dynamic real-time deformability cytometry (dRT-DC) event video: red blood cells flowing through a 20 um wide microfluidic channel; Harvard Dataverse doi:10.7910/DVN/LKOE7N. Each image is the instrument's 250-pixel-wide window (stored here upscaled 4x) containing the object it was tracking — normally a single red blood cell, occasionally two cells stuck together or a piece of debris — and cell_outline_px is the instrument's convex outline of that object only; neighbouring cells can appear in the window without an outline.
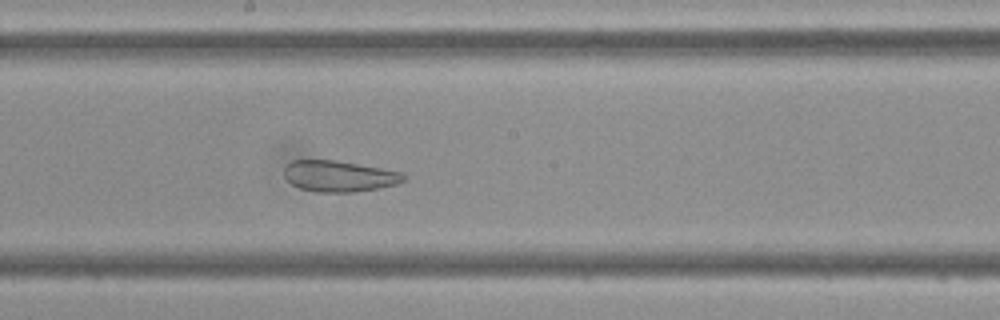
{"species": "Egyptian fruit bat (a non-hibernating species)", "species_latin": "Rousettus aegyptiacus", "temperature_condition": "cold", "stored_images_in_passage": 46, "camera_frame_rate_fps": 3000, "um_per_image_px": 0.085, "frame": {"image": 1, "passage_image": 24, "time_ms": 7.667, "image_size_px": [1000, 320], "cell_outline_px": [[404, 180], [396, 184], [380, 188], [352, 192], [316, 192], [300, 188], [292, 184], [284, 176], [284, 164], [292, 160], [336, 160], [380, 168], [400, 172], [404, 176]], "centroid_in_image_um": [28.76, 14.97], "position_along_channel_um": 219.4, "area_um2": 21.56}}
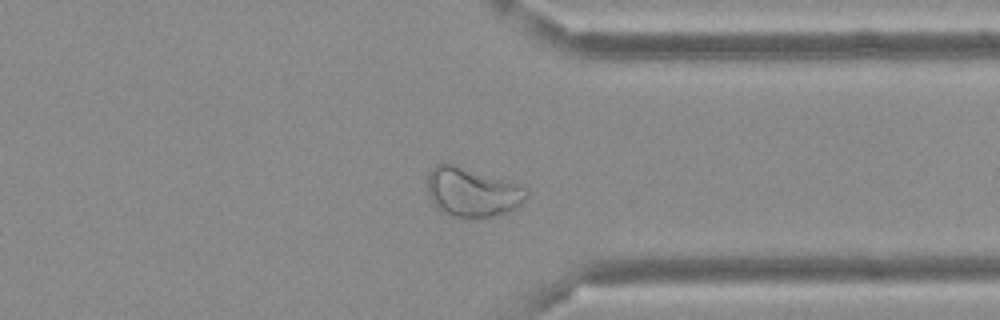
{"frame": {"image": 2, "passage_image": 35, "time_ms": 11.333, "image_size_px": [1000, 320], "cell_outline_px": [[528, 196], [516, 208], [508, 212], [492, 216], [456, 216], [444, 212], [436, 208], [428, 192], [428, 176], [432, 168], [436, 164], [452, 164], [520, 184], [528, 188]], "centroid_in_image_um": [40.17, 16.32], "position_along_channel_um": 371.2, "area_um2": 27.86}}
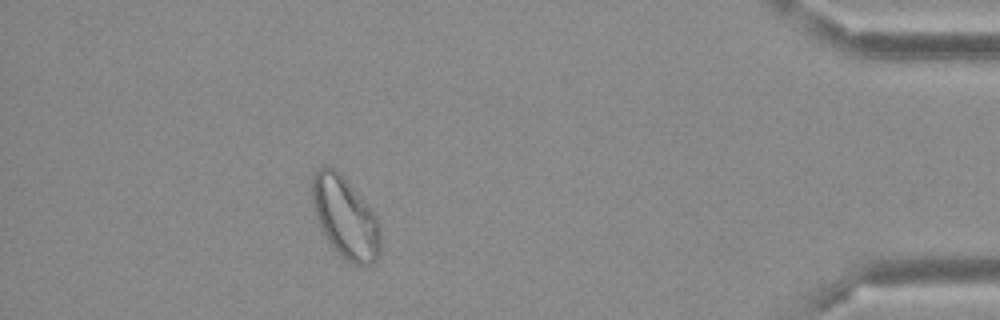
{"frame": {"image": 3, "passage_image": 41, "time_ms": 13.333, "image_size_px": [1000, 320], "cell_outline_px": [[380, 260], [368, 268], [360, 268], [352, 264], [340, 256], [332, 248], [320, 228], [308, 196], [312, 176], [316, 168], [324, 164], [336, 168], [344, 176], [364, 200], [376, 216], [380, 224]], "centroid_in_image_um": [29.32, 18.5], "position_along_channel_um": 405.9, "area_um2": 34.04}}